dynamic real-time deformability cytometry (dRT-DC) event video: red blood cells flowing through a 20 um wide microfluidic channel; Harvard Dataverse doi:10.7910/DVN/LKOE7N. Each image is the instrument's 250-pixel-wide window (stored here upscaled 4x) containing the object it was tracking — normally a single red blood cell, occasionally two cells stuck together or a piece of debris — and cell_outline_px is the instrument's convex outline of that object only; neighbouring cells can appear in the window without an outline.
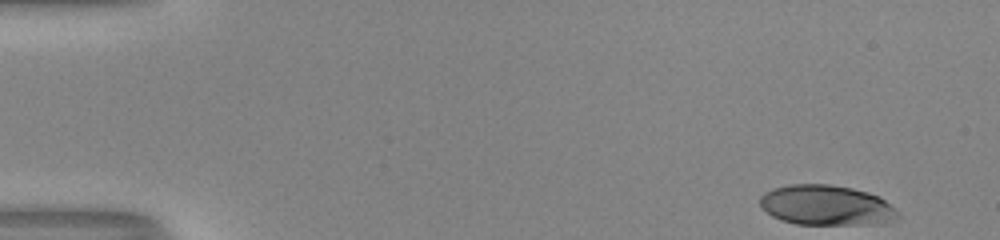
{"species": "human", "species_latin": "Homo sapiens", "temperature_condition": "room temperature", "stored_images_in_passage": 28, "camera_frame_rate_fps": 3000, "um_per_image_px": 0.085, "donor": {"sex": "male"}, "frame": {"image": 1, "passage_image": 1, "time_ms": 0.0, "image_size_px": [1000, 240], "cell_outline_px": [[900, 220], [888, 224], [796, 224], [772, 216], [760, 204], [760, 196], [764, 192], [772, 188], [788, 184], [828, 184], [852, 188], [868, 192], [880, 196], [900, 212]], "centroid_in_image_um": [70.33, 17.45], "position_along_channel_um": 14.7, "area_um2": 32.71}}
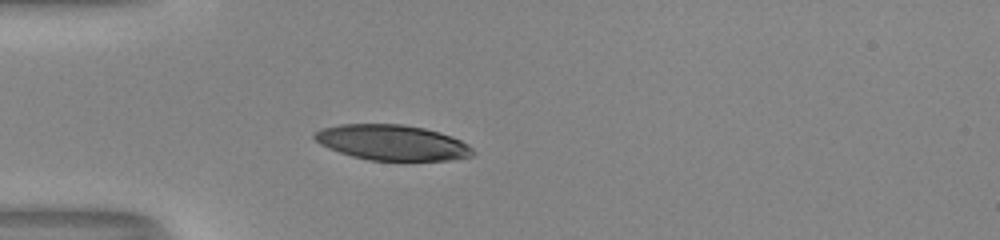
{"frame": {"image": 2, "passage_image": 13, "time_ms": 4.0, "image_size_px": [1000, 240], "cell_outline_px": [[476, 156], [448, 160], [368, 160], [352, 156], [328, 148], [320, 144], [312, 136], [320, 128], [340, 124], [400, 124], [424, 128], [440, 132], [452, 136], [468, 144], [476, 152]], "centroid_in_image_um": [33.36, 12.11], "position_along_channel_um": 51.6, "area_um2": 32.77}}
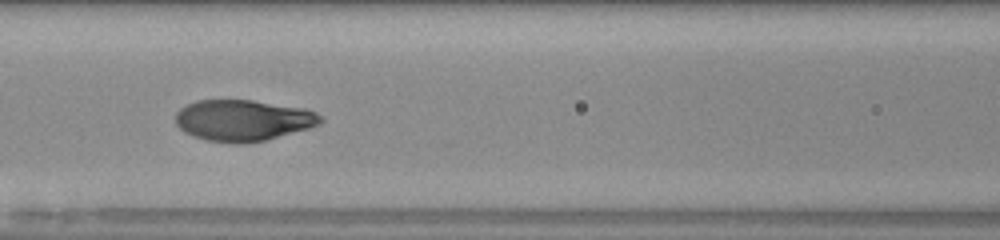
{"frame": {"image": 3, "passage_image": 21, "time_ms": 6.667, "image_size_px": [1000, 240], "cell_outline_px": [[324, 120], [320, 124], [308, 128], [264, 140], [244, 144], [232, 144], [208, 140], [192, 136], [184, 132], [176, 124], [176, 112], [180, 108], [196, 100], [252, 100], [308, 108], [324, 116]], "centroid_in_image_um": [20.68, 10.22], "position_along_channel_um": 145.9, "area_um2": 35.08}}